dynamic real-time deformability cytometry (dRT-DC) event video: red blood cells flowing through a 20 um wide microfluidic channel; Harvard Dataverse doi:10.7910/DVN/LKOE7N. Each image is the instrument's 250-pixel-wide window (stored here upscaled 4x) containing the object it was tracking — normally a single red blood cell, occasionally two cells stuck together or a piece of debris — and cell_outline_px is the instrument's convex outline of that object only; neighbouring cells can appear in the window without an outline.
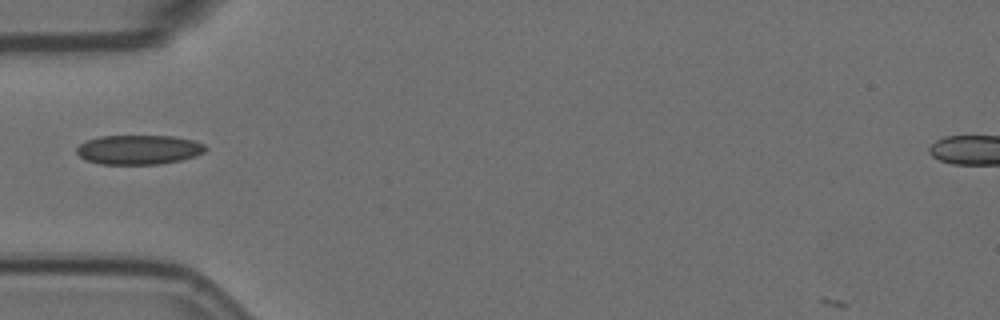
{"species": "Egyptian fruit bat (a non-hibernating species)", "species_latin": "Rousettus aegyptiacus", "temperature_condition": "room temperature", "stored_images_in_passage": 4, "camera_frame_rate_fps": 3000, "um_per_image_px": 0.085, "animal": {"sex": "female"}, "frame": {"image": 1, "passage_image": 4, "time_ms": 1.0, "image_size_px": [1000, 320], "cell_outline_px": [[208, 148], [204, 152], [196, 156], [180, 160], [160, 164], [100, 164], [84, 160], [76, 152], [76, 148], [80, 144], [88, 140], [100, 136], [172, 136], [192, 140], [204, 144]], "centroid_in_image_um": [11.79, 12.73], "position_along_channel_um": 73.2, "area_um2": 22.14}}